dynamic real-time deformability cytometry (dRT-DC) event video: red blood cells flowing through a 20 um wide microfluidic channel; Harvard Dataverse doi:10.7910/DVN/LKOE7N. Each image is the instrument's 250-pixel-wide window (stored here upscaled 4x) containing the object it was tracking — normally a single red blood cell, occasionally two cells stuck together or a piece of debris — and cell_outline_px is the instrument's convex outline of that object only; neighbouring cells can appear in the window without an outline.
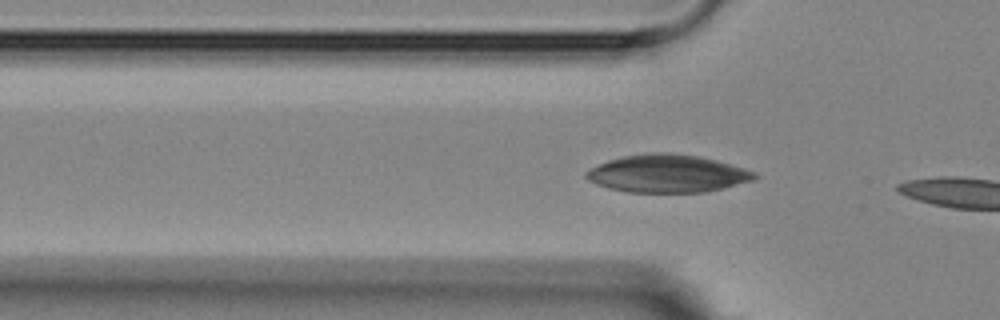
{"species": "Egyptian fruit bat (a non-hibernating species)", "species_latin": "Rousettus aegyptiacus", "temperature_condition": "room temperature", "stored_images_in_passage": 5, "segment_of_instrument_passage": [2, 2], "camera_frame_rate_fps": 3000, "um_per_image_px": 0.085, "animal": {"sex": "female"}, "frame": {"image": 1, "passage_image": 5, "time_ms": 7.667, "image_size_px": [1000, 320], "cell_outline_px": [[756, 176], [752, 180], [704, 192], [624, 192], [608, 188], [596, 184], [588, 180], [584, 176], [584, 172], [608, 160], [624, 156], [644, 152], [672, 152], [700, 156], [716, 160], [756, 172]], "centroid_in_image_um": [56.66, 14.74], "position_along_channel_um": 69.1, "area_um2": 36.93}}